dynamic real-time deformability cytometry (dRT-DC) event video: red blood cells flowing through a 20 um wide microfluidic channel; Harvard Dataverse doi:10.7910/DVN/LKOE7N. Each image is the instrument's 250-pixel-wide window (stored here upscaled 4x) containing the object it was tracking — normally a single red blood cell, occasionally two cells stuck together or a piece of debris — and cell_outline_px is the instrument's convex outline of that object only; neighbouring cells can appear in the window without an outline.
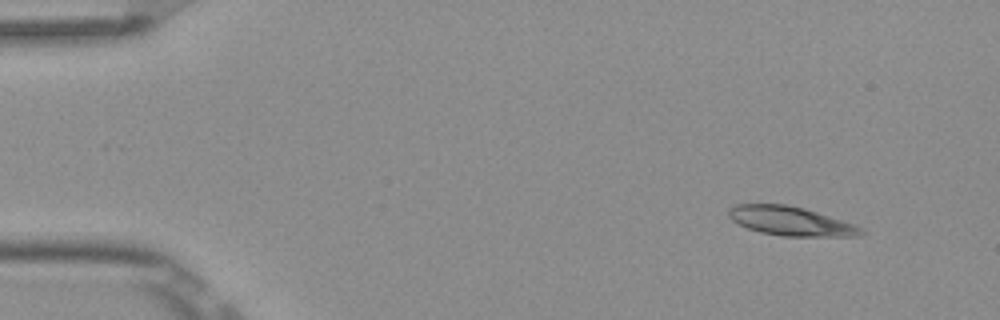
{"species": "Egyptian fruit bat (a non-hibernating species)", "species_latin": "Rousettus aegyptiacus", "temperature_condition": "room temperature", "stored_images_in_passage": 4, "camera_frame_rate_fps": 3000, "um_per_image_px": 0.085, "frame": {"image": 1, "passage_image": 1, "time_ms": 0.0, "image_size_px": [1000, 320], "cell_outline_px": [[864, 236], [780, 236], [760, 232], [748, 228], [732, 220], [728, 216], [728, 208], [736, 204], [788, 204], [804, 208], [856, 224], [864, 228]], "centroid_in_image_um": [67.25, 18.79], "position_along_channel_um": 17.8, "area_um2": 22.6}}
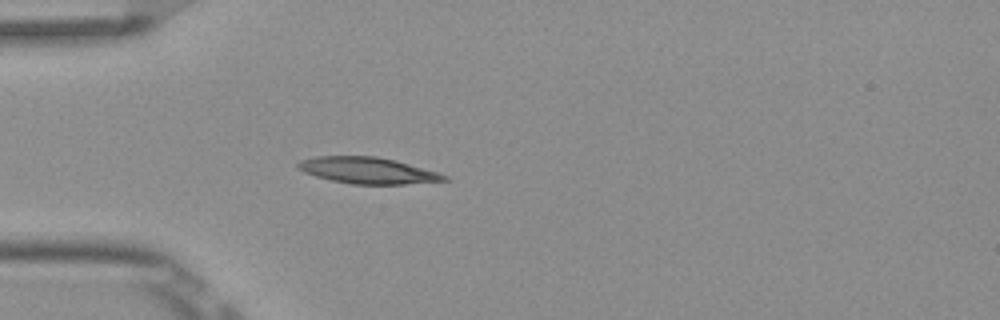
{"frame": {"image": 2, "passage_image": 4, "time_ms": 1.0, "image_size_px": [1000, 320], "cell_outline_px": [[452, 180], [404, 184], [352, 184], [332, 180], [316, 176], [304, 172], [296, 168], [296, 164], [300, 160], [316, 156], [376, 156], [396, 160], [436, 172], [448, 176]], "centroid_in_image_um": [31.24, 14.48], "position_along_channel_um": 53.8, "area_um2": 22.43}}